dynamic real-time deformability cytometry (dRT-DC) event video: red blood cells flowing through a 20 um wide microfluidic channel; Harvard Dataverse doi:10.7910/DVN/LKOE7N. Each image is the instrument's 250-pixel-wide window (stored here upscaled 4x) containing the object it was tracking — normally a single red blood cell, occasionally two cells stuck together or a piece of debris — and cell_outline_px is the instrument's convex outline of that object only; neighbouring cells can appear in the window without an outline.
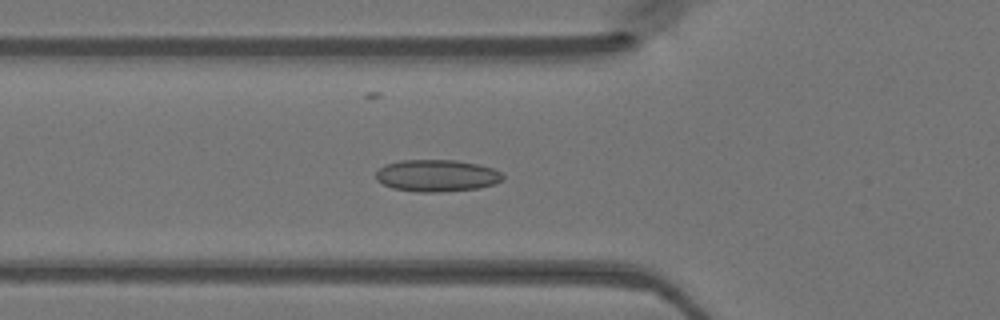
{"species": "Egyptian fruit bat (a non-hibernating species)", "species_latin": "Rousettus aegyptiacus", "temperature_condition": "warm", "stored_images_in_passage": 47, "camera_frame_rate_fps": 3000, "um_per_image_px": 0.085, "animal": {"sex": "female"}, "frame": {"image": 1, "passage_image": 16, "time_ms": 5.0, "image_size_px": [1000, 320], "cell_outline_px": [[504, 180], [496, 184], [476, 188], [440, 192], [416, 192], [392, 188], [376, 180], [376, 172], [384, 164], [400, 160], [456, 160], [476, 164], [492, 168], [500, 172], [504, 176]], "centroid_in_image_um": [37.12, 14.93], "position_along_channel_um": 88.7, "area_um2": 23.7}}
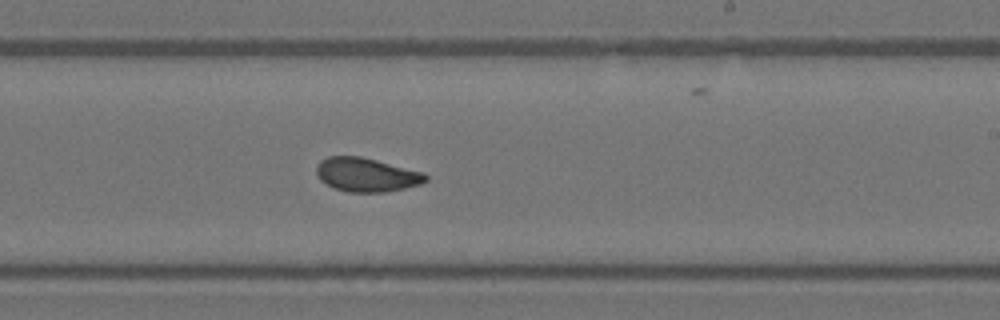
{"frame": {"image": 2, "passage_image": 28, "time_ms": 9.0, "image_size_px": [1000, 320], "cell_outline_px": [[428, 180], [420, 184], [404, 188], [384, 192], [348, 192], [332, 188], [320, 180], [316, 172], [316, 168], [320, 160], [328, 156], [360, 156], [424, 172], [428, 176]], "centroid_in_image_um": [31.13, 14.85], "position_along_channel_um": 257.9, "area_um2": 21.62}}
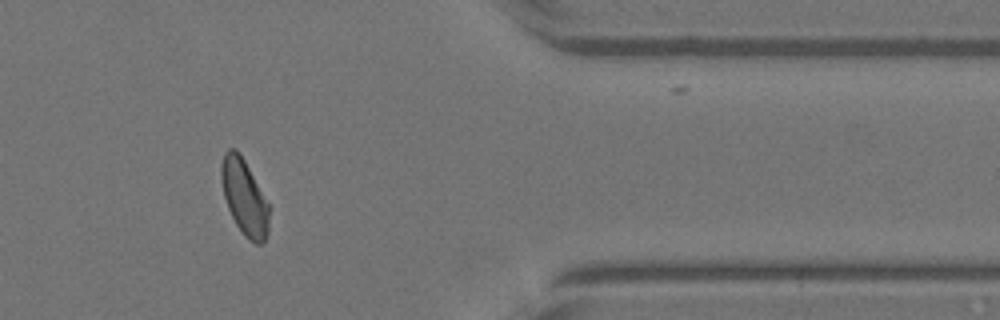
{"frame": {"image": 3, "passage_image": 39, "time_ms": 12.667, "image_size_px": [1000, 320], "cell_outline_px": [[268, 232], [264, 240], [260, 244], [256, 244], [248, 240], [244, 236], [236, 224], [228, 208], [224, 196], [220, 176], [220, 168], [224, 152], [228, 148], [236, 148], [244, 160], [268, 204]], "centroid_in_image_um": [20.74, 16.76], "position_along_channel_um": 390.7, "area_um2": 20.75}}